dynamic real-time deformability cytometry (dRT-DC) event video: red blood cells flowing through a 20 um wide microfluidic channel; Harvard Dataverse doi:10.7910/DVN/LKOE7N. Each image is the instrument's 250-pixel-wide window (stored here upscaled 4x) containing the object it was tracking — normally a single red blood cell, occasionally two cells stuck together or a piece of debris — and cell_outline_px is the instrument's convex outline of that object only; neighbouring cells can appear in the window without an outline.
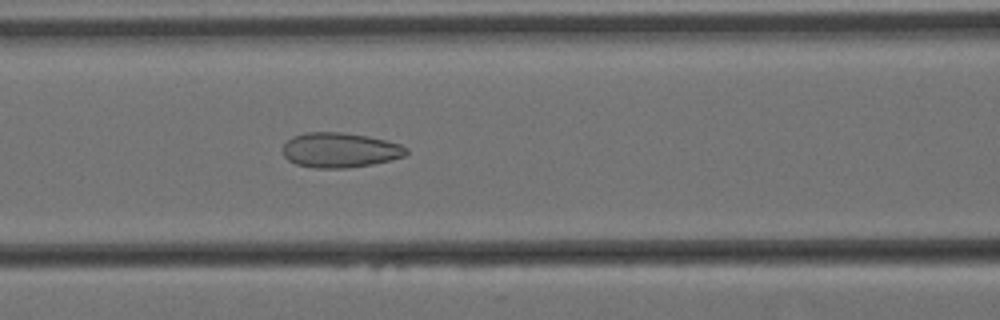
{"species": "Egyptian fruit bat (a non-hibernating species)", "species_latin": "Rousettus aegyptiacus", "temperature_condition": "cold", "stored_images_in_passage": 57, "camera_frame_rate_fps": 3000, "um_per_image_px": 0.085, "animal": {"sex": "female"}, "frame": {"image": 1, "passage_image": 23, "time_ms": 7.333, "image_size_px": [1000, 320], "cell_outline_px": [[408, 152], [404, 156], [372, 164], [348, 168], [312, 168], [296, 164], [288, 160], [284, 156], [280, 148], [292, 136], [304, 132], [340, 132], [368, 136], [400, 144], [408, 148]], "centroid_in_image_um": [28.84, 12.76], "position_along_channel_um": 137.8, "area_um2": 25.26}}
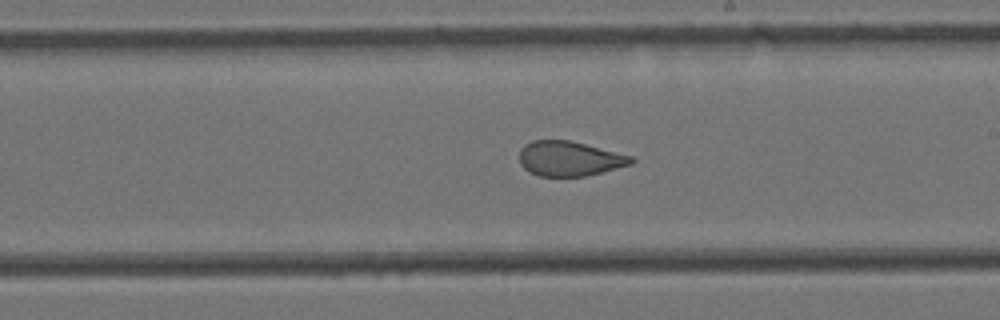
{"frame": {"image": 2, "passage_image": 32, "time_ms": 10.333, "image_size_px": [1000, 320], "cell_outline_px": [[636, 160], [632, 164], [588, 176], [540, 176], [528, 172], [520, 164], [520, 148], [524, 144], [532, 140], [568, 140], [632, 156]], "centroid_in_image_um": [48.39, 13.49], "position_along_channel_um": 240.6, "area_um2": 22.72}}
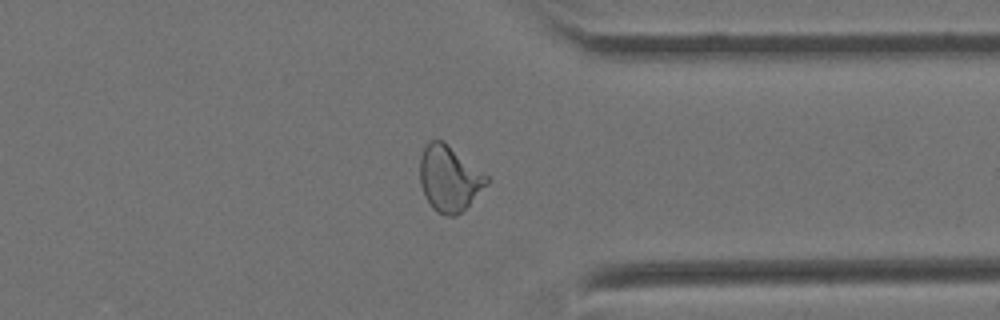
{"frame": {"image": 3, "passage_image": 44, "time_ms": 14.333, "image_size_px": [1000, 320], "cell_outline_px": [[488, 184], [456, 216], [444, 216], [436, 212], [432, 208], [424, 196], [420, 184], [420, 156], [428, 140], [444, 140], [488, 176]], "centroid_in_image_um": [38.15, 15.16], "position_along_channel_um": 373.2, "area_um2": 25.61}, "authors_computed_cell_mechanics": {"area_um2": 25.7788, "velocity_mm_per_s": 3.4371, "shape_relaxation_time_tau1_ms": null, "shape_relaxation_time_tau2_ms": 1.2699, "deformation_change_tau1": null, "deformation_change_tau2": 0.0715}}